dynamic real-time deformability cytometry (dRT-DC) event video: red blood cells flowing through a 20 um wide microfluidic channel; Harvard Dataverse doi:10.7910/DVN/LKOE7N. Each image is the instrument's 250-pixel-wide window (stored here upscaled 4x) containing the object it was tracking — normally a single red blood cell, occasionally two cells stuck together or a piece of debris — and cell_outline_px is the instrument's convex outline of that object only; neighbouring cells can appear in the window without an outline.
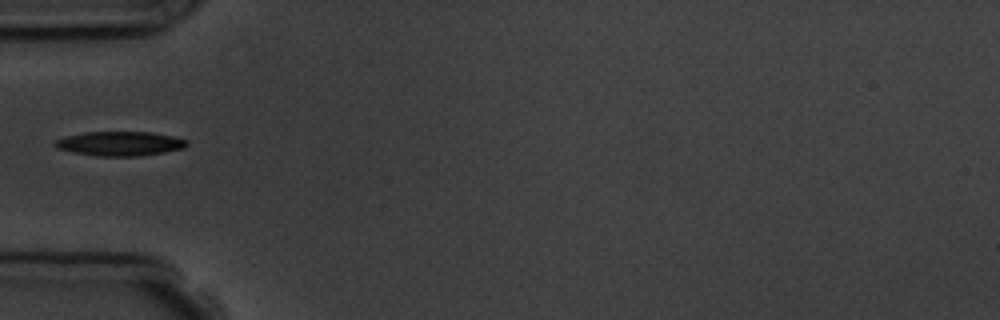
{"species": "common noctule bat (a hibernating species)", "species_latin": "Nyctalus noctula", "temperature_condition": "room temperature", "stored_images_in_passage": 1, "camera_frame_rate_fps": 3000, "um_per_image_px": 0.085, "animal": {"sex": "male", "body_mass_g": 19.5, "forearm_length_mm": 54.6}, "frame": {"image": 1, "passage_image": 1, "time_ms": 0.0, "image_size_px": [1000, 320], "cell_outline_px": [[188, 144], [184, 148], [164, 152], [140, 156], [96, 156], [72, 152], [56, 148], [52, 144], [56, 140], [68, 136], [84, 132], [152, 132], [172, 136], [188, 140]], "centroid_in_image_um": [10.19, 12.21], "position_along_channel_um": 74.8, "area_um2": 18.73}}